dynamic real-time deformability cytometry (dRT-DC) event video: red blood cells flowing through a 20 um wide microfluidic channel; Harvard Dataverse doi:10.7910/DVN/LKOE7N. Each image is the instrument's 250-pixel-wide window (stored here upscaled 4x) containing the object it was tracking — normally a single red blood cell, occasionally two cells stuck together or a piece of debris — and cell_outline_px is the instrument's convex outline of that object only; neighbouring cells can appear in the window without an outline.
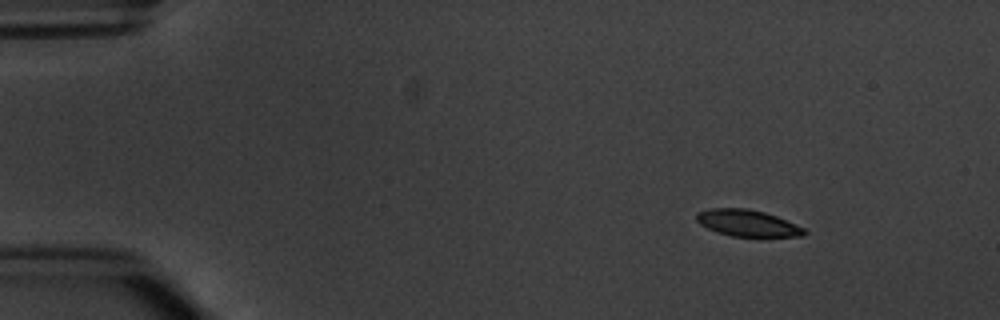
{"species": "common noctule bat (a hibernating species)", "species_latin": "Nyctalus noctula", "temperature_condition": "warm", "stored_images_in_passage": 6, "camera_frame_rate_fps": 3000, "um_per_image_px": 0.085, "animal": {"sex": "male", "body_mass_g": 20.1, "forearm_length_mm": 53.5}, "frame": {"image": 1, "passage_image": 1, "time_ms": 0.0, "image_size_px": [1000, 320], "cell_outline_px": [[808, 232], [804, 236], [732, 236], [716, 232], [700, 224], [696, 220], [696, 212], [712, 208], [748, 208], [764, 212], [776, 216], [804, 228]], "centroid_in_image_um": [63.51, 18.96], "position_along_channel_um": 21.5, "area_um2": 16.59}}
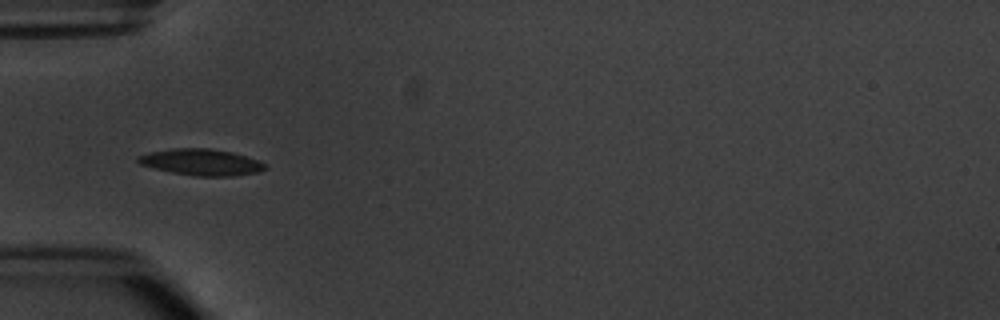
{"frame": {"image": 2, "passage_image": 4, "time_ms": 3.667, "image_size_px": [1000, 320], "cell_outline_px": [[268, 168], [260, 172], [232, 176], [192, 176], [172, 172], [140, 164], [136, 160], [136, 156], [152, 152], [172, 148], [208, 148], [232, 152], [268, 164]], "centroid_in_image_um": [17.14, 13.79], "position_along_channel_um": 67.9, "area_um2": 19.48}}